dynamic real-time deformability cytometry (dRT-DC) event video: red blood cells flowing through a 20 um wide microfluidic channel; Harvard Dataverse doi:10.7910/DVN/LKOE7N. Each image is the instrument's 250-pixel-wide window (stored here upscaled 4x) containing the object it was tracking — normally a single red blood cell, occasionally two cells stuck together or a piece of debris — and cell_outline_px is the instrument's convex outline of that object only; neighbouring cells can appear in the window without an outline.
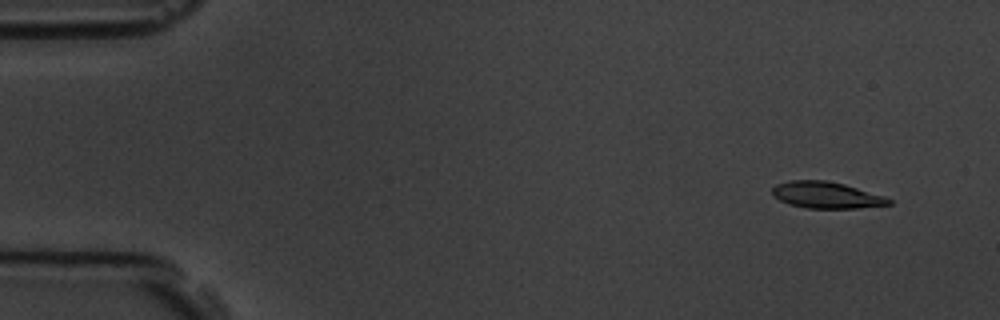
{"species": "common noctule bat (a hibernating species)", "species_latin": "Nyctalus noctula", "temperature_condition": "room temperature", "stored_images_in_passage": 4, "camera_frame_rate_fps": 3000, "um_per_image_px": 0.085, "animal": {"sex": "male", "body_mass_g": 19.5, "forearm_length_mm": 54.6}, "frame": {"image": 1, "passage_image": 1, "time_ms": 0.0, "image_size_px": [1000, 320], "cell_outline_px": [[892, 204], [856, 208], [808, 208], [788, 204], [772, 196], [772, 188], [776, 184], [788, 180], [824, 180], [844, 184], [884, 196], [892, 200]], "centroid_in_image_um": [70.2, 16.58], "position_along_channel_um": 14.8, "area_um2": 17.98}}